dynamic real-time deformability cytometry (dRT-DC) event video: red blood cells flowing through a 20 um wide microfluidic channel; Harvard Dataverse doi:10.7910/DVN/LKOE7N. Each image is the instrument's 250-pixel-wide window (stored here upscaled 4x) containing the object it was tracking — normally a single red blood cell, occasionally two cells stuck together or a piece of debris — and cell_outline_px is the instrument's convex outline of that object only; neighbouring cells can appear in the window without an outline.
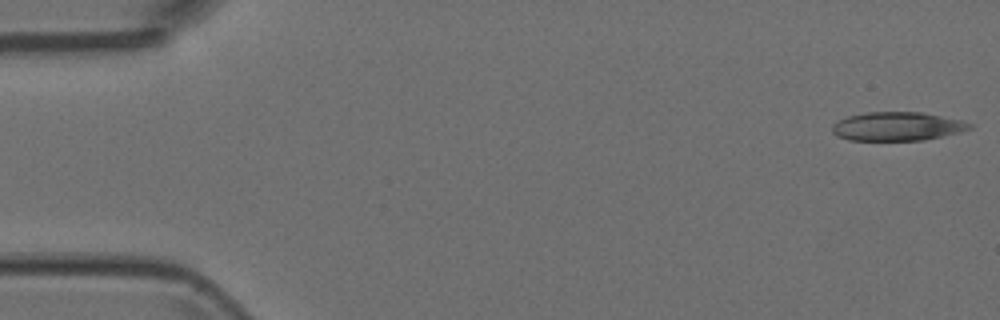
{"species": "Egyptian fruit bat (a non-hibernating species)", "species_latin": "Rousettus aegyptiacus", "temperature_condition": "room temperature", "stored_images_in_passage": 5, "camera_frame_rate_fps": 3000, "um_per_image_px": 0.085, "animal": {"sex": "female"}, "frame": {"image": 1, "passage_image": 1, "time_ms": 0.0, "image_size_px": [1000, 320], "cell_outline_px": [[972, 128], [960, 132], [924, 140], [848, 140], [836, 136], [832, 132], [832, 124], [848, 116], [868, 112], [920, 112], [960, 120], [972, 124]], "centroid_in_image_um": [76.24, 10.75], "position_along_channel_um": 8.8, "area_um2": 22.83}}
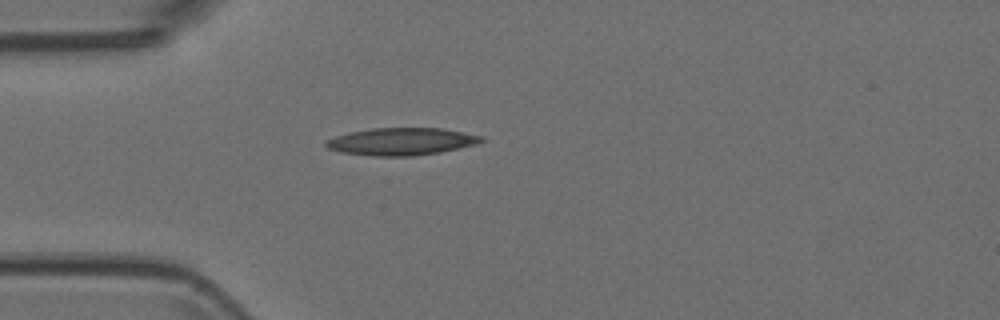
{"frame": {"image": 2, "passage_image": 5, "time_ms": 1.333, "image_size_px": [1000, 320], "cell_outline_px": [[484, 140], [480, 144], [440, 152], [412, 156], [376, 156], [340, 152], [328, 148], [324, 144], [328, 140], [336, 136], [348, 132], [372, 128], [444, 128], [484, 136]], "centroid_in_image_um": [34.18, 12.02], "position_along_channel_um": 50.8, "area_um2": 24.91}}